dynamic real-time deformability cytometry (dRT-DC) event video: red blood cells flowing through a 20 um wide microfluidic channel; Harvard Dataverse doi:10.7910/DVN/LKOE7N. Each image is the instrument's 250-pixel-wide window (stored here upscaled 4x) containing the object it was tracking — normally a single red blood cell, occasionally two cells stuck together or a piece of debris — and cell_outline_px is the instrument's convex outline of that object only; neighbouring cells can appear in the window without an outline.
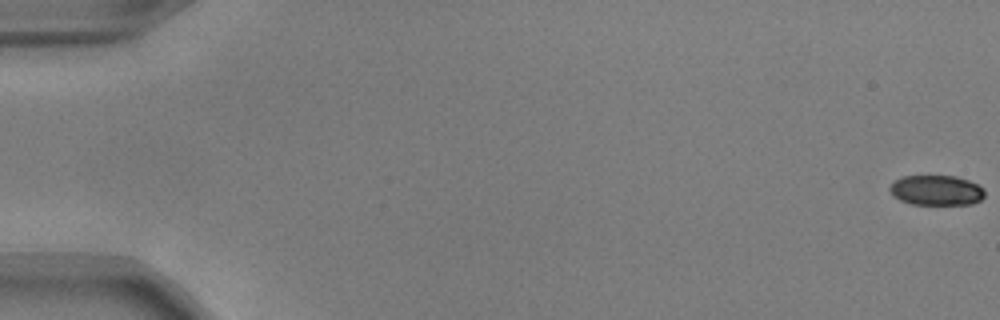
{"species": "common noctule bat (a hibernating species)", "species_latin": "Nyctalus noctula", "temperature_condition": "warm", "stored_images_in_passage": 17, "camera_frame_rate_fps": 3000, "um_per_image_px": 0.085, "animal": {"sex": "male", "body_mass_g": 17.9, "forearm_length_mm": 54.2}, "frame": {"image": 1, "passage_image": 1, "time_ms": 0.0, "image_size_px": [1000, 320], "cell_outline_px": [[984, 196], [980, 200], [972, 204], [912, 204], [900, 200], [888, 188], [900, 176], [956, 176], [968, 180], [984, 188]], "centroid_in_image_um": [79.61, 16.17], "position_along_channel_um": 5.4, "area_um2": 16.47}}
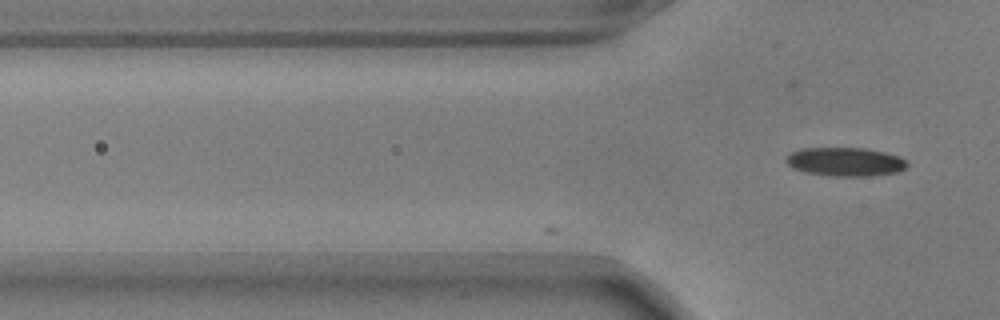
{"frame": {"image": 2, "passage_image": 17, "time_ms": 5.333, "image_size_px": [1000, 320], "cell_outline_px": [[908, 164], [904, 168], [896, 172], [868, 176], [832, 176], [808, 172], [792, 168], [784, 160], [784, 156], [800, 148], [868, 148], [900, 156], [908, 160]], "centroid_in_image_um": [71.84, 13.74], "position_along_channel_um": 54.0, "area_um2": 20.35}}